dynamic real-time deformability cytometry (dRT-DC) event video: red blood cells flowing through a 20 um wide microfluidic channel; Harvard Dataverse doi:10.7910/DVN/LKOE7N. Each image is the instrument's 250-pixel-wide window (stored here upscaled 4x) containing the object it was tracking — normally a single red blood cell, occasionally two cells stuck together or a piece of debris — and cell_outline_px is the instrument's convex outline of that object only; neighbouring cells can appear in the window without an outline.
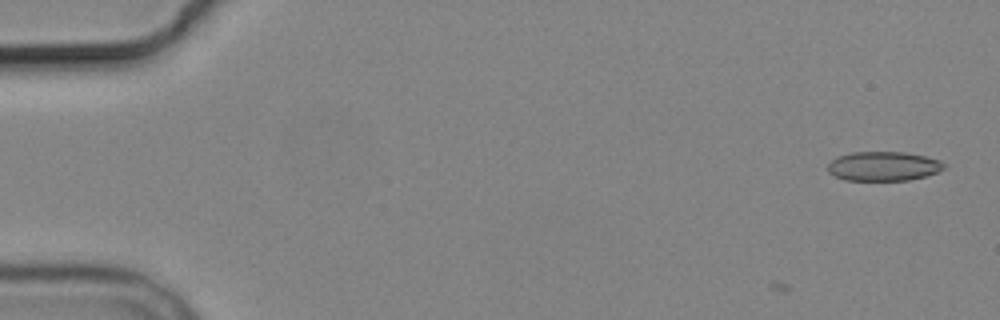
{"species": "common noctule bat (a hibernating species)", "species_latin": "Nyctalus noctula", "temperature_condition": "cold", "stored_images_in_passage": 7, "camera_frame_rate_fps": 3000, "um_per_image_px": 0.085, "animal": {"sex": "male", "body_mass_g": 19.2, "forearm_length_mm": 51.8}, "frame": {"image": 1, "passage_image": 1, "time_ms": 0.0, "image_size_px": [1000, 320], "cell_outline_px": [[948, 168], [924, 176], [908, 180], [844, 180], [828, 172], [828, 164], [832, 160], [840, 156], [852, 152], [904, 152], [924, 156], [940, 160]], "centroid_in_image_um": [75.1, 14.13], "position_along_channel_um": 9.9, "area_um2": 19.71}}
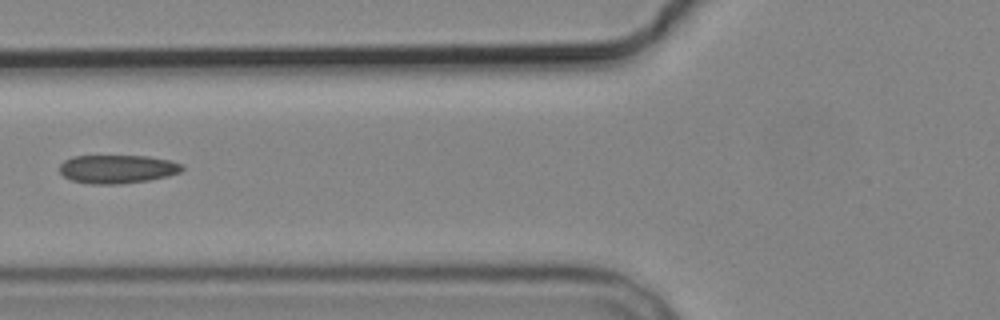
{"frame": {"image": 2, "passage_image": 6, "time_ms": 6.667, "image_size_px": [1000, 320], "cell_outline_px": [[184, 168], [180, 172], [168, 176], [148, 180], [116, 184], [92, 184], [72, 180], [64, 176], [60, 172], [60, 164], [64, 160], [72, 156], [148, 156], [172, 160], [184, 164]], "centroid_in_image_um": [10.01, 14.36], "position_along_channel_um": 115.8, "area_um2": 20.4}}
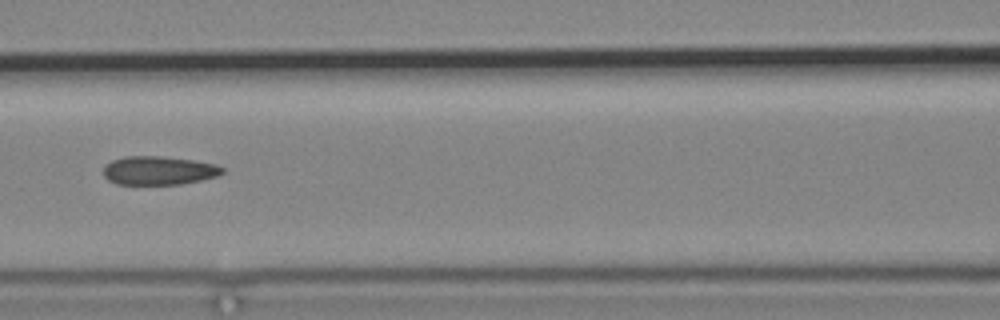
{"frame": {"image": 3, "passage_image": 7, "time_ms": 7.667, "image_size_px": [1000, 320], "cell_outline_px": [[224, 172], [216, 176], [200, 180], [180, 184], [116, 184], [108, 180], [104, 176], [104, 164], [112, 160], [124, 156], [160, 156], [196, 160], [216, 164], [224, 168]], "centroid_in_image_um": [13.48, 14.48], "position_along_channel_um": 153.1, "area_um2": 19.94}}